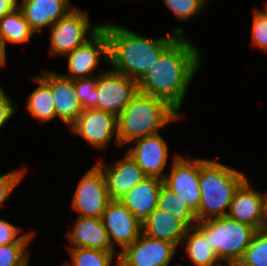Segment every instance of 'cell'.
<instances>
[{"mask_svg": "<svg viewBox=\"0 0 267 266\" xmlns=\"http://www.w3.org/2000/svg\"><path fill=\"white\" fill-rule=\"evenodd\" d=\"M201 50L178 36L138 81L140 92L166 101L179 114L187 88L199 70Z\"/></svg>", "mask_w": 267, "mask_h": 266, "instance_id": "6da1fadb", "label": "cell"}, {"mask_svg": "<svg viewBox=\"0 0 267 266\" xmlns=\"http://www.w3.org/2000/svg\"><path fill=\"white\" fill-rule=\"evenodd\" d=\"M108 37V62L118 71L137 82L148 72L161 53L178 37L183 29H174L166 37H143L123 25L102 23Z\"/></svg>", "mask_w": 267, "mask_h": 266, "instance_id": "7a4b0ae2", "label": "cell"}, {"mask_svg": "<svg viewBox=\"0 0 267 266\" xmlns=\"http://www.w3.org/2000/svg\"><path fill=\"white\" fill-rule=\"evenodd\" d=\"M179 118L166 101L139 91L117 116L119 146L156 134Z\"/></svg>", "mask_w": 267, "mask_h": 266, "instance_id": "3957f363", "label": "cell"}, {"mask_svg": "<svg viewBox=\"0 0 267 266\" xmlns=\"http://www.w3.org/2000/svg\"><path fill=\"white\" fill-rule=\"evenodd\" d=\"M246 179L243 173L225 164L200 159L201 198L195 213L197 222L227 216L235 191Z\"/></svg>", "mask_w": 267, "mask_h": 266, "instance_id": "277c9868", "label": "cell"}, {"mask_svg": "<svg viewBox=\"0 0 267 266\" xmlns=\"http://www.w3.org/2000/svg\"><path fill=\"white\" fill-rule=\"evenodd\" d=\"M194 227L204 236L221 261L238 263L251 242L255 228L228 216L197 222Z\"/></svg>", "mask_w": 267, "mask_h": 266, "instance_id": "5b68a950", "label": "cell"}, {"mask_svg": "<svg viewBox=\"0 0 267 266\" xmlns=\"http://www.w3.org/2000/svg\"><path fill=\"white\" fill-rule=\"evenodd\" d=\"M87 13L74 7L65 17L51 25L50 55H67L90 39L102 25L90 26Z\"/></svg>", "mask_w": 267, "mask_h": 266, "instance_id": "8992f818", "label": "cell"}, {"mask_svg": "<svg viewBox=\"0 0 267 266\" xmlns=\"http://www.w3.org/2000/svg\"><path fill=\"white\" fill-rule=\"evenodd\" d=\"M98 74L95 109L117 117L139 92L138 82L114 69Z\"/></svg>", "mask_w": 267, "mask_h": 266, "instance_id": "52a82bcc", "label": "cell"}, {"mask_svg": "<svg viewBox=\"0 0 267 266\" xmlns=\"http://www.w3.org/2000/svg\"><path fill=\"white\" fill-rule=\"evenodd\" d=\"M110 201L104 173L95 164L77 184L72 208L79 213L78 216L101 218Z\"/></svg>", "mask_w": 267, "mask_h": 266, "instance_id": "ba28073f", "label": "cell"}, {"mask_svg": "<svg viewBox=\"0 0 267 266\" xmlns=\"http://www.w3.org/2000/svg\"><path fill=\"white\" fill-rule=\"evenodd\" d=\"M177 247L143 233L116 256L118 266H169Z\"/></svg>", "mask_w": 267, "mask_h": 266, "instance_id": "9c48e42d", "label": "cell"}, {"mask_svg": "<svg viewBox=\"0 0 267 266\" xmlns=\"http://www.w3.org/2000/svg\"><path fill=\"white\" fill-rule=\"evenodd\" d=\"M169 174L164 184L177 194L196 213L200 203L199 177L200 159H185L175 154Z\"/></svg>", "mask_w": 267, "mask_h": 266, "instance_id": "30bf717a", "label": "cell"}, {"mask_svg": "<svg viewBox=\"0 0 267 266\" xmlns=\"http://www.w3.org/2000/svg\"><path fill=\"white\" fill-rule=\"evenodd\" d=\"M70 128L74 135L81 136L96 149L105 148L113 136L119 146L117 117L109 112L95 108L84 109Z\"/></svg>", "mask_w": 267, "mask_h": 266, "instance_id": "8fae6325", "label": "cell"}, {"mask_svg": "<svg viewBox=\"0 0 267 266\" xmlns=\"http://www.w3.org/2000/svg\"><path fill=\"white\" fill-rule=\"evenodd\" d=\"M101 55L108 60V37L103 27L66 55L69 74L62 75L72 80L93 76L92 72L97 69Z\"/></svg>", "mask_w": 267, "mask_h": 266, "instance_id": "7c38bea8", "label": "cell"}, {"mask_svg": "<svg viewBox=\"0 0 267 266\" xmlns=\"http://www.w3.org/2000/svg\"><path fill=\"white\" fill-rule=\"evenodd\" d=\"M101 219L113 247L116 242L123 250L142 233L140 222L119 200H111L108 203Z\"/></svg>", "mask_w": 267, "mask_h": 266, "instance_id": "4fadbf2b", "label": "cell"}, {"mask_svg": "<svg viewBox=\"0 0 267 266\" xmlns=\"http://www.w3.org/2000/svg\"><path fill=\"white\" fill-rule=\"evenodd\" d=\"M159 133L134 140L137 142L136 145L130 146L127 153L148 177L164 179L166 174L163 170L167 163L169 148Z\"/></svg>", "mask_w": 267, "mask_h": 266, "instance_id": "5bb4252c", "label": "cell"}, {"mask_svg": "<svg viewBox=\"0 0 267 266\" xmlns=\"http://www.w3.org/2000/svg\"><path fill=\"white\" fill-rule=\"evenodd\" d=\"M102 162L99 160L96 164L104 173L111 200L122 199L134 186L148 177L128 153L114 165L104 166Z\"/></svg>", "mask_w": 267, "mask_h": 266, "instance_id": "9a60e30c", "label": "cell"}, {"mask_svg": "<svg viewBox=\"0 0 267 266\" xmlns=\"http://www.w3.org/2000/svg\"><path fill=\"white\" fill-rule=\"evenodd\" d=\"M39 76L51 87L55 99L56 118L70 127L83 111L74 88V80L44 70Z\"/></svg>", "mask_w": 267, "mask_h": 266, "instance_id": "2e32d148", "label": "cell"}, {"mask_svg": "<svg viewBox=\"0 0 267 266\" xmlns=\"http://www.w3.org/2000/svg\"><path fill=\"white\" fill-rule=\"evenodd\" d=\"M227 216L256 230L264 229L263 193L252 189L246 179L235 191Z\"/></svg>", "mask_w": 267, "mask_h": 266, "instance_id": "e0dca14e", "label": "cell"}, {"mask_svg": "<svg viewBox=\"0 0 267 266\" xmlns=\"http://www.w3.org/2000/svg\"><path fill=\"white\" fill-rule=\"evenodd\" d=\"M70 0H22L19 9L34 33L49 28L74 9Z\"/></svg>", "mask_w": 267, "mask_h": 266, "instance_id": "ac0fdd59", "label": "cell"}, {"mask_svg": "<svg viewBox=\"0 0 267 266\" xmlns=\"http://www.w3.org/2000/svg\"><path fill=\"white\" fill-rule=\"evenodd\" d=\"M66 236L74 245L68 248H91L116 253L101 218L78 216L73 230L67 232Z\"/></svg>", "mask_w": 267, "mask_h": 266, "instance_id": "d6986e66", "label": "cell"}, {"mask_svg": "<svg viewBox=\"0 0 267 266\" xmlns=\"http://www.w3.org/2000/svg\"><path fill=\"white\" fill-rule=\"evenodd\" d=\"M163 179L147 177L124 195L121 201L142 225L158 205Z\"/></svg>", "mask_w": 267, "mask_h": 266, "instance_id": "ffe728a7", "label": "cell"}, {"mask_svg": "<svg viewBox=\"0 0 267 266\" xmlns=\"http://www.w3.org/2000/svg\"><path fill=\"white\" fill-rule=\"evenodd\" d=\"M189 227L179 218L156 208L142 224V233L159 240H165L176 247L182 245Z\"/></svg>", "mask_w": 267, "mask_h": 266, "instance_id": "44dd1931", "label": "cell"}, {"mask_svg": "<svg viewBox=\"0 0 267 266\" xmlns=\"http://www.w3.org/2000/svg\"><path fill=\"white\" fill-rule=\"evenodd\" d=\"M33 79L38 87L29 95L26 109L43 124L56 118L55 99L51 87L40 76Z\"/></svg>", "mask_w": 267, "mask_h": 266, "instance_id": "7402d4cb", "label": "cell"}, {"mask_svg": "<svg viewBox=\"0 0 267 266\" xmlns=\"http://www.w3.org/2000/svg\"><path fill=\"white\" fill-rule=\"evenodd\" d=\"M185 242V251L194 266H208L220 259L205 240L204 236L193 226L186 231L182 243Z\"/></svg>", "mask_w": 267, "mask_h": 266, "instance_id": "603a6c76", "label": "cell"}, {"mask_svg": "<svg viewBox=\"0 0 267 266\" xmlns=\"http://www.w3.org/2000/svg\"><path fill=\"white\" fill-rule=\"evenodd\" d=\"M32 35L35 33L19 8L0 18V40L5 45L6 43H28Z\"/></svg>", "mask_w": 267, "mask_h": 266, "instance_id": "cb8c5ba5", "label": "cell"}, {"mask_svg": "<svg viewBox=\"0 0 267 266\" xmlns=\"http://www.w3.org/2000/svg\"><path fill=\"white\" fill-rule=\"evenodd\" d=\"M157 208L181 219L188 227H193L197 223L196 214L164 183L158 196Z\"/></svg>", "mask_w": 267, "mask_h": 266, "instance_id": "d4e9b609", "label": "cell"}, {"mask_svg": "<svg viewBox=\"0 0 267 266\" xmlns=\"http://www.w3.org/2000/svg\"><path fill=\"white\" fill-rule=\"evenodd\" d=\"M35 232L23 234L16 242L0 245V266H29V253L26 248Z\"/></svg>", "mask_w": 267, "mask_h": 266, "instance_id": "484cf974", "label": "cell"}, {"mask_svg": "<svg viewBox=\"0 0 267 266\" xmlns=\"http://www.w3.org/2000/svg\"><path fill=\"white\" fill-rule=\"evenodd\" d=\"M236 266H267V228L255 232Z\"/></svg>", "mask_w": 267, "mask_h": 266, "instance_id": "4316f807", "label": "cell"}, {"mask_svg": "<svg viewBox=\"0 0 267 266\" xmlns=\"http://www.w3.org/2000/svg\"><path fill=\"white\" fill-rule=\"evenodd\" d=\"M71 261L63 266H111L114 255L112 252L91 248H68ZM118 266V259L116 261Z\"/></svg>", "mask_w": 267, "mask_h": 266, "instance_id": "83f0119b", "label": "cell"}, {"mask_svg": "<svg viewBox=\"0 0 267 266\" xmlns=\"http://www.w3.org/2000/svg\"><path fill=\"white\" fill-rule=\"evenodd\" d=\"M96 82L97 76L74 80V88L83 110L96 107Z\"/></svg>", "mask_w": 267, "mask_h": 266, "instance_id": "f1b7e54d", "label": "cell"}, {"mask_svg": "<svg viewBox=\"0 0 267 266\" xmlns=\"http://www.w3.org/2000/svg\"><path fill=\"white\" fill-rule=\"evenodd\" d=\"M163 2L180 21L189 20L199 14L205 5L203 0H163Z\"/></svg>", "mask_w": 267, "mask_h": 266, "instance_id": "f546056e", "label": "cell"}, {"mask_svg": "<svg viewBox=\"0 0 267 266\" xmlns=\"http://www.w3.org/2000/svg\"><path fill=\"white\" fill-rule=\"evenodd\" d=\"M252 43L267 52V16L262 9H256L253 13Z\"/></svg>", "mask_w": 267, "mask_h": 266, "instance_id": "4dcf8cb0", "label": "cell"}, {"mask_svg": "<svg viewBox=\"0 0 267 266\" xmlns=\"http://www.w3.org/2000/svg\"><path fill=\"white\" fill-rule=\"evenodd\" d=\"M26 168H19L18 170L11 171L0 175V206L6 201L11 192L17 188L16 186L21 182Z\"/></svg>", "mask_w": 267, "mask_h": 266, "instance_id": "1f68e13d", "label": "cell"}, {"mask_svg": "<svg viewBox=\"0 0 267 266\" xmlns=\"http://www.w3.org/2000/svg\"><path fill=\"white\" fill-rule=\"evenodd\" d=\"M20 232V228L0 218V245L16 243L23 236Z\"/></svg>", "mask_w": 267, "mask_h": 266, "instance_id": "d6a6232c", "label": "cell"}, {"mask_svg": "<svg viewBox=\"0 0 267 266\" xmlns=\"http://www.w3.org/2000/svg\"><path fill=\"white\" fill-rule=\"evenodd\" d=\"M16 113V106L0 86V129Z\"/></svg>", "mask_w": 267, "mask_h": 266, "instance_id": "836d02e7", "label": "cell"}, {"mask_svg": "<svg viewBox=\"0 0 267 266\" xmlns=\"http://www.w3.org/2000/svg\"><path fill=\"white\" fill-rule=\"evenodd\" d=\"M18 0H0V18L15 11L19 7Z\"/></svg>", "mask_w": 267, "mask_h": 266, "instance_id": "e575fe53", "label": "cell"}, {"mask_svg": "<svg viewBox=\"0 0 267 266\" xmlns=\"http://www.w3.org/2000/svg\"><path fill=\"white\" fill-rule=\"evenodd\" d=\"M6 46L1 40H0V68L6 65Z\"/></svg>", "mask_w": 267, "mask_h": 266, "instance_id": "d590c367", "label": "cell"}, {"mask_svg": "<svg viewBox=\"0 0 267 266\" xmlns=\"http://www.w3.org/2000/svg\"><path fill=\"white\" fill-rule=\"evenodd\" d=\"M263 218H264V229L267 228V192L263 194Z\"/></svg>", "mask_w": 267, "mask_h": 266, "instance_id": "8d00e7d4", "label": "cell"}, {"mask_svg": "<svg viewBox=\"0 0 267 266\" xmlns=\"http://www.w3.org/2000/svg\"><path fill=\"white\" fill-rule=\"evenodd\" d=\"M225 263L222 264L221 260H219L218 262L214 263V264H211V265H208V266H236V263L234 262H231V261H224Z\"/></svg>", "mask_w": 267, "mask_h": 266, "instance_id": "74e56055", "label": "cell"}, {"mask_svg": "<svg viewBox=\"0 0 267 266\" xmlns=\"http://www.w3.org/2000/svg\"><path fill=\"white\" fill-rule=\"evenodd\" d=\"M262 11H263L264 14L267 16V1H266L265 5H264V8H263Z\"/></svg>", "mask_w": 267, "mask_h": 266, "instance_id": "f35d334b", "label": "cell"}]
</instances>
